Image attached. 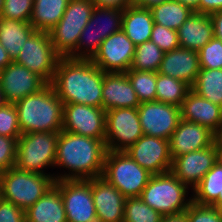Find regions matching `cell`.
<instances>
[{
  "label": "cell",
  "mask_w": 222,
  "mask_h": 222,
  "mask_svg": "<svg viewBox=\"0 0 222 222\" xmlns=\"http://www.w3.org/2000/svg\"><path fill=\"white\" fill-rule=\"evenodd\" d=\"M191 86L156 72V101L180 107Z\"/></svg>",
  "instance_id": "1f68e13d"
},
{
  "label": "cell",
  "mask_w": 222,
  "mask_h": 222,
  "mask_svg": "<svg viewBox=\"0 0 222 222\" xmlns=\"http://www.w3.org/2000/svg\"><path fill=\"white\" fill-rule=\"evenodd\" d=\"M104 74L91 59L61 57L50 84L63 104L102 107Z\"/></svg>",
  "instance_id": "7a4b0ae2"
},
{
  "label": "cell",
  "mask_w": 222,
  "mask_h": 222,
  "mask_svg": "<svg viewBox=\"0 0 222 222\" xmlns=\"http://www.w3.org/2000/svg\"><path fill=\"white\" fill-rule=\"evenodd\" d=\"M106 111L85 104H63L62 130L105 141Z\"/></svg>",
  "instance_id": "4fadbf2b"
},
{
  "label": "cell",
  "mask_w": 222,
  "mask_h": 222,
  "mask_svg": "<svg viewBox=\"0 0 222 222\" xmlns=\"http://www.w3.org/2000/svg\"><path fill=\"white\" fill-rule=\"evenodd\" d=\"M191 89L204 99L222 107V69L201 68Z\"/></svg>",
  "instance_id": "4dcf8cb0"
},
{
  "label": "cell",
  "mask_w": 222,
  "mask_h": 222,
  "mask_svg": "<svg viewBox=\"0 0 222 222\" xmlns=\"http://www.w3.org/2000/svg\"><path fill=\"white\" fill-rule=\"evenodd\" d=\"M135 44L121 29L107 37L91 61L104 72L126 73L132 64Z\"/></svg>",
  "instance_id": "9a60e30c"
},
{
  "label": "cell",
  "mask_w": 222,
  "mask_h": 222,
  "mask_svg": "<svg viewBox=\"0 0 222 222\" xmlns=\"http://www.w3.org/2000/svg\"><path fill=\"white\" fill-rule=\"evenodd\" d=\"M218 147V160L222 163V145H217Z\"/></svg>",
  "instance_id": "f5cc1de1"
},
{
  "label": "cell",
  "mask_w": 222,
  "mask_h": 222,
  "mask_svg": "<svg viewBox=\"0 0 222 222\" xmlns=\"http://www.w3.org/2000/svg\"><path fill=\"white\" fill-rule=\"evenodd\" d=\"M67 222H98L92 195V179L58 180Z\"/></svg>",
  "instance_id": "7c38bea8"
},
{
  "label": "cell",
  "mask_w": 222,
  "mask_h": 222,
  "mask_svg": "<svg viewBox=\"0 0 222 222\" xmlns=\"http://www.w3.org/2000/svg\"><path fill=\"white\" fill-rule=\"evenodd\" d=\"M70 0H34L31 25L35 30L48 32L63 17Z\"/></svg>",
  "instance_id": "83f0119b"
},
{
  "label": "cell",
  "mask_w": 222,
  "mask_h": 222,
  "mask_svg": "<svg viewBox=\"0 0 222 222\" xmlns=\"http://www.w3.org/2000/svg\"><path fill=\"white\" fill-rule=\"evenodd\" d=\"M200 67L205 69H222V41L213 37L199 51Z\"/></svg>",
  "instance_id": "d590c367"
},
{
  "label": "cell",
  "mask_w": 222,
  "mask_h": 222,
  "mask_svg": "<svg viewBox=\"0 0 222 222\" xmlns=\"http://www.w3.org/2000/svg\"><path fill=\"white\" fill-rule=\"evenodd\" d=\"M211 206L220 209L222 212V194H219L218 199Z\"/></svg>",
  "instance_id": "816d5d0a"
},
{
  "label": "cell",
  "mask_w": 222,
  "mask_h": 222,
  "mask_svg": "<svg viewBox=\"0 0 222 222\" xmlns=\"http://www.w3.org/2000/svg\"><path fill=\"white\" fill-rule=\"evenodd\" d=\"M59 132H31L17 139L15 167L31 173L54 175L46 169H54Z\"/></svg>",
  "instance_id": "8992f818"
},
{
  "label": "cell",
  "mask_w": 222,
  "mask_h": 222,
  "mask_svg": "<svg viewBox=\"0 0 222 222\" xmlns=\"http://www.w3.org/2000/svg\"><path fill=\"white\" fill-rule=\"evenodd\" d=\"M188 222H222V212L211 205L192 202L184 212Z\"/></svg>",
  "instance_id": "ab89813d"
},
{
  "label": "cell",
  "mask_w": 222,
  "mask_h": 222,
  "mask_svg": "<svg viewBox=\"0 0 222 222\" xmlns=\"http://www.w3.org/2000/svg\"><path fill=\"white\" fill-rule=\"evenodd\" d=\"M99 7L119 8L124 10L132 4V0H92Z\"/></svg>",
  "instance_id": "ee69618b"
},
{
  "label": "cell",
  "mask_w": 222,
  "mask_h": 222,
  "mask_svg": "<svg viewBox=\"0 0 222 222\" xmlns=\"http://www.w3.org/2000/svg\"><path fill=\"white\" fill-rule=\"evenodd\" d=\"M215 143L216 145H222V124L219 130L215 133Z\"/></svg>",
  "instance_id": "f907efd6"
},
{
  "label": "cell",
  "mask_w": 222,
  "mask_h": 222,
  "mask_svg": "<svg viewBox=\"0 0 222 222\" xmlns=\"http://www.w3.org/2000/svg\"><path fill=\"white\" fill-rule=\"evenodd\" d=\"M60 58L50 41L49 33L35 30L13 61L51 83Z\"/></svg>",
  "instance_id": "30bf717a"
},
{
  "label": "cell",
  "mask_w": 222,
  "mask_h": 222,
  "mask_svg": "<svg viewBox=\"0 0 222 222\" xmlns=\"http://www.w3.org/2000/svg\"><path fill=\"white\" fill-rule=\"evenodd\" d=\"M213 24L214 37L222 41V10L210 15Z\"/></svg>",
  "instance_id": "f6af8a7d"
},
{
  "label": "cell",
  "mask_w": 222,
  "mask_h": 222,
  "mask_svg": "<svg viewBox=\"0 0 222 222\" xmlns=\"http://www.w3.org/2000/svg\"><path fill=\"white\" fill-rule=\"evenodd\" d=\"M18 137L0 136V173L15 166Z\"/></svg>",
  "instance_id": "60d3db41"
},
{
  "label": "cell",
  "mask_w": 222,
  "mask_h": 222,
  "mask_svg": "<svg viewBox=\"0 0 222 222\" xmlns=\"http://www.w3.org/2000/svg\"><path fill=\"white\" fill-rule=\"evenodd\" d=\"M164 52L151 40L135 46V52L130 69L158 72Z\"/></svg>",
  "instance_id": "d6a6232c"
},
{
  "label": "cell",
  "mask_w": 222,
  "mask_h": 222,
  "mask_svg": "<svg viewBox=\"0 0 222 222\" xmlns=\"http://www.w3.org/2000/svg\"><path fill=\"white\" fill-rule=\"evenodd\" d=\"M160 222H188L185 213L163 216Z\"/></svg>",
  "instance_id": "c3c4849f"
},
{
  "label": "cell",
  "mask_w": 222,
  "mask_h": 222,
  "mask_svg": "<svg viewBox=\"0 0 222 222\" xmlns=\"http://www.w3.org/2000/svg\"><path fill=\"white\" fill-rule=\"evenodd\" d=\"M126 75L140 103L156 101V72L129 69Z\"/></svg>",
  "instance_id": "836d02e7"
},
{
  "label": "cell",
  "mask_w": 222,
  "mask_h": 222,
  "mask_svg": "<svg viewBox=\"0 0 222 222\" xmlns=\"http://www.w3.org/2000/svg\"><path fill=\"white\" fill-rule=\"evenodd\" d=\"M217 161L218 147L214 142L208 148L173 158L170 172L192 191Z\"/></svg>",
  "instance_id": "e0dca14e"
},
{
  "label": "cell",
  "mask_w": 222,
  "mask_h": 222,
  "mask_svg": "<svg viewBox=\"0 0 222 222\" xmlns=\"http://www.w3.org/2000/svg\"><path fill=\"white\" fill-rule=\"evenodd\" d=\"M25 222H67L62 195L55 184L25 211Z\"/></svg>",
  "instance_id": "d4e9b609"
},
{
  "label": "cell",
  "mask_w": 222,
  "mask_h": 222,
  "mask_svg": "<svg viewBox=\"0 0 222 222\" xmlns=\"http://www.w3.org/2000/svg\"><path fill=\"white\" fill-rule=\"evenodd\" d=\"M47 84L42 77L14 61L0 70V89L6 103L37 93Z\"/></svg>",
  "instance_id": "ac0fdd59"
},
{
  "label": "cell",
  "mask_w": 222,
  "mask_h": 222,
  "mask_svg": "<svg viewBox=\"0 0 222 222\" xmlns=\"http://www.w3.org/2000/svg\"><path fill=\"white\" fill-rule=\"evenodd\" d=\"M55 184L54 175L11 167L0 173V197L26 211Z\"/></svg>",
  "instance_id": "5b68a950"
},
{
  "label": "cell",
  "mask_w": 222,
  "mask_h": 222,
  "mask_svg": "<svg viewBox=\"0 0 222 222\" xmlns=\"http://www.w3.org/2000/svg\"><path fill=\"white\" fill-rule=\"evenodd\" d=\"M153 25L150 9L131 4L123 10L122 30L135 46L151 39Z\"/></svg>",
  "instance_id": "484cf974"
},
{
  "label": "cell",
  "mask_w": 222,
  "mask_h": 222,
  "mask_svg": "<svg viewBox=\"0 0 222 222\" xmlns=\"http://www.w3.org/2000/svg\"><path fill=\"white\" fill-rule=\"evenodd\" d=\"M18 111L14 103H5L0 107V136L20 137Z\"/></svg>",
  "instance_id": "8d00e7d4"
},
{
  "label": "cell",
  "mask_w": 222,
  "mask_h": 222,
  "mask_svg": "<svg viewBox=\"0 0 222 222\" xmlns=\"http://www.w3.org/2000/svg\"><path fill=\"white\" fill-rule=\"evenodd\" d=\"M181 118L208 128L214 134L222 124V107L213 104L192 89L180 106Z\"/></svg>",
  "instance_id": "603a6c76"
},
{
  "label": "cell",
  "mask_w": 222,
  "mask_h": 222,
  "mask_svg": "<svg viewBox=\"0 0 222 222\" xmlns=\"http://www.w3.org/2000/svg\"><path fill=\"white\" fill-rule=\"evenodd\" d=\"M34 0H4V7L0 17L29 22Z\"/></svg>",
  "instance_id": "74e56055"
},
{
  "label": "cell",
  "mask_w": 222,
  "mask_h": 222,
  "mask_svg": "<svg viewBox=\"0 0 222 222\" xmlns=\"http://www.w3.org/2000/svg\"><path fill=\"white\" fill-rule=\"evenodd\" d=\"M0 222H25V211L0 197Z\"/></svg>",
  "instance_id": "b9f144b4"
},
{
  "label": "cell",
  "mask_w": 222,
  "mask_h": 222,
  "mask_svg": "<svg viewBox=\"0 0 222 222\" xmlns=\"http://www.w3.org/2000/svg\"><path fill=\"white\" fill-rule=\"evenodd\" d=\"M137 109L143 135L169 140L181 119L180 107L159 101L143 102Z\"/></svg>",
  "instance_id": "5bb4252c"
},
{
  "label": "cell",
  "mask_w": 222,
  "mask_h": 222,
  "mask_svg": "<svg viewBox=\"0 0 222 222\" xmlns=\"http://www.w3.org/2000/svg\"><path fill=\"white\" fill-rule=\"evenodd\" d=\"M222 10V0H200V13L211 15Z\"/></svg>",
  "instance_id": "7bdbcfd3"
},
{
  "label": "cell",
  "mask_w": 222,
  "mask_h": 222,
  "mask_svg": "<svg viewBox=\"0 0 222 222\" xmlns=\"http://www.w3.org/2000/svg\"><path fill=\"white\" fill-rule=\"evenodd\" d=\"M193 12L200 13V0H176Z\"/></svg>",
  "instance_id": "681fc988"
},
{
  "label": "cell",
  "mask_w": 222,
  "mask_h": 222,
  "mask_svg": "<svg viewBox=\"0 0 222 222\" xmlns=\"http://www.w3.org/2000/svg\"><path fill=\"white\" fill-rule=\"evenodd\" d=\"M180 48L199 51L213 37V24L210 15L192 12L177 30Z\"/></svg>",
  "instance_id": "cb8c5ba5"
},
{
  "label": "cell",
  "mask_w": 222,
  "mask_h": 222,
  "mask_svg": "<svg viewBox=\"0 0 222 222\" xmlns=\"http://www.w3.org/2000/svg\"><path fill=\"white\" fill-rule=\"evenodd\" d=\"M171 172L152 175L139 196L162 216L184 213L193 202L192 191Z\"/></svg>",
  "instance_id": "277c9868"
},
{
  "label": "cell",
  "mask_w": 222,
  "mask_h": 222,
  "mask_svg": "<svg viewBox=\"0 0 222 222\" xmlns=\"http://www.w3.org/2000/svg\"><path fill=\"white\" fill-rule=\"evenodd\" d=\"M5 103H6V102H5V100H4L2 91H1V89H0V107H2Z\"/></svg>",
  "instance_id": "db71d44e"
},
{
  "label": "cell",
  "mask_w": 222,
  "mask_h": 222,
  "mask_svg": "<svg viewBox=\"0 0 222 222\" xmlns=\"http://www.w3.org/2000/svg\"><path fill=\"white\" fill-rule=\"evenodd\" d=\"M162 217L140 197L126 198L123 222H160Z\"/></svg>",
  "instance_id": "e575fe53"
},
{
  "label": "cell",
  "mask_w": 222,
  "mask_h": 222,
  "mask_svg": "<svg viewBox=\"0 0 222 222\" xmlns=\"http://www.w3.org/2000/svg\"><path fill=\"white\" fill-rule=\"evenodd\" d=\"M12 58L9 56L8 52L0 44V70L4 69L7 65L12 62Z\"/></svg>",
  "instance_id": "7dc6e473"
},
{
  "label": "cell",
  "mask_w": 222,
  "mask_h": 222,
  "mask_svg": "<svg viewBox=\"0 0 222 222\" xmlns=\"http://www.w3.org/2000/svg\"><path fill=\"white\" fill-rule=\"evenodd\" d=\"M200 69L199 53L179 47L164 53L158 73L184 81L192 87Z\"/></svg>",
  "instance_id": "7402d4cb"
},
{
  "label": "cell",
  "mask_w": 222,
  "mask_h": 222,
  "mask_svg": "<svg viewBox=\"0 0 222 222\" xmlns=\"http://www.w3.org/2000/svg\"><path fill=\"white\" fill-rule=\"evenodd\" d=\"M164 53L180 47L177 31L154 24L151 39Z\"/></svg>",
  "instance_id": "f35d334b"
},
{
  "label": "cell",
  "mask_w": 222,
  "mask_h": 222,
  "mask_svg": "<svg viewBox=\"0 0 222 222\" xmlns=\"http://www.w3.org/2000/svg\"><path fill=\"white\" fill-rule=\"evenodd\" d=\"M125 152L152 175L171 171L169 140L143 135Z\"/></svg>",
  "instance_id": "2e32d148"
},
{
  "label": "cell",
  "mask_w": 222,
  "mask_h": 222,
  "mask_svg": "<svg viewBox=\"0 0 222 222\" xmlns=\"http://www.w3.org/2000/svg\"><path fill=\"white\" fill-rule=\"evenodd\" d=\"M107 148L101 139L85 137L61 130L57 139L54 174L58 180H88L101 177Z\"/></svg>",
  "instance_id": "6da1fadb"
},
{
  "label": "cell",
  "mask_w": 222,
  "mask_h": 222,
  "mask_svg": "<svg viewBox=\"0 0 222 222\" xmlns=\"http://www.w3.org/2000/svg\"><path fill=\"white\" fill-rule=\"evenodd\" d=\"M94 7L92 0H70L63 17L48 31L54 50L61 57H69L75 51Z\"/></svg>",
  "instance_id": "52a82bcc"
},
{
  "label": "cell",
  "mask_w": 222,
  "mask_h": 222,
  "mask_svg": "<svg viewBox=\"0 0 222 222\" xmlns=\"http://www.w3.org/2000/svg\"><path fill=\"white\" fill-rule=\"evenodd\" d=\"M35 28L30 22L0 17V44L14 60Z\"/></svg>",
  "instance_id": "4316f807"
},
{
  "label": "cell",
  "mask_w": 222,
  "mask_h": 222,
  "mask_svg": "<svg viewBox=\"0 0 222 222\" xmlns=\"http://www.w3.org/2000/svg\"><path fill=\"white\" fill-rule=\"evenodd\" d=\"M214 135L205 126L181 118L169 139L171 158L208 148L215 142Z\"/></svg>",
  "instance_id": "d6986e66"
},
{
  "label": "cell",
  "mask_w": 222,
  "mask_h": 222,
  "mask_svg": "<svg viewBox=\"0 0 222 222\" xmlns=\"http://www.w3.org/2000/svg\"><path fill=\"white\" fill-rule=\"evenodd\" d=\"M222 194V163L218 160L192 190L193 202L199 205H212Z\"/></svg>",
  "instance_id": "f1b7e54d"
},
{
  "label": "cell",
  "mask_w": 222,
  "mask_h": 222,
  "mask_svg": "<svg viewBox=\"0 0 222 222\" xmlns=\"http://www.w3.org/2000/svg\"><path fill=\"white\" fill-rule=\"evenodd\" d=\"M140 101L126 73L105 72L102 88V108H137Z\"/></svg>",
  "instance_id": "44dd1931"
},
{
  "label": "cell",
  "mask_w": 222,
  "mask_h": 222,
  "mask_svg": "<svg viewBox=\"0 0 222 222\" xmlns=\"http://www.w3.org/2000/svg\"><path fill=\"white\" fill-rule=\"evenodd\" d=\"M92 195L98 222H123L126 197L106 179H92Z\"/></svg>",
  "instance_id": "ffe728a7"
},
{
  "label": "cell",
  "mask_w": 222,
  "mask_h": 222,
  "mask_svg": "<svg viewBox=\"0 0 222 222\" xmlns=\"http://www.w3.org/2000/svg\"><path fill=\"white\" fill-rule=\"evenodd\" d=\"M151 176L125 151H107L102 177L126 198L139 197Z\"/></svg>",
  "instance_id": "ba28073f"
},
{
  "label": "cell",
  "mask_w": 222,
  "mask_h": 222,
  "mask_svg": "<svg viewBox=\"0 0 222 222\" xmlns=\"http://www.w3.org/2000/svg\"><path fill=\"white\" fill-rule=\"evenodd\" d=\"M18 111L21 134L60 132L63 124V102L48 83L39 92L14 103Z\"/></svg>",
  "instance_id": "3957f363"
},
{
  "label": "cell",
  "mask_w": 222,
  "mask_h": 222,
  "mask_svg": "<svg viewBox=\"0 0 222 222\" xmlns=\"http://www.w3.org/2000/svg\"><path fill=\"white\" fill-rule=\"evenodd\" d=\"M143 136L137 108L106 111L105 145L107 151H125Z\"/></svg>",
  "instance_id": "8fae6325"
},
{
  "label": "cell",
  "mask_w": 222,
  "mask_h": 222,
  "mask_svg": "<svg viewBox=\"0 0 222 222\" xmlns=\"http://www.w3.org/2000/svg\"><path fill=\"white\" fill-rule=\"evenodd\" d=\"M122 17V9L95 5L91 18L80 35L77 47L69 58L92 59L101 43L122 29Z\"/></svg>",
  "instance_id": "9c48e42d"
},
{
  "label": "cell",
  "mask_w": 222,
  "mask_h": 222,
  "mask_svg": "<svg viewBox=\"0 0 222 222\" xmlns=\"http://www.w3.org/2000/svg\"><path fill=\"white\" fill-rule=\"evenodd\" d=\"M168 0H132V4L143 8H152L153 6L164 3Z\"/></svg>",
  "instance_id": "bcb514c9"
},
{
  "label": "cell",
  "mask_w": 222,
  "mask_h": 222,
  "mask_svg": "<svg viewBox=\"0 0 222 222\" xmlns=\"http://www.w3.org/2000/svg\"><path fill=\"white\" fill-rule=\"evenodd\" d=\"M154 24L177 31L192 14L188 7L176 0H168L150 8Z\"/></svg>",
  "instance_id": "f546056e"
},
{
  "label": "cell",
  "mask_w": 222,
  "mask_h": 222,
  "mask_svg": "<svg viewBox=\"0 0 222 222\" xmlns=\"http://www.w3.org/2000/svg\"><path fill=\"white\" fill-rule=\"evenodd\" d=\"M3 7H4V0H0V16L2 14Z\"/></svg>",
  "instance_id": "11a10c76"
}]
</instances>
